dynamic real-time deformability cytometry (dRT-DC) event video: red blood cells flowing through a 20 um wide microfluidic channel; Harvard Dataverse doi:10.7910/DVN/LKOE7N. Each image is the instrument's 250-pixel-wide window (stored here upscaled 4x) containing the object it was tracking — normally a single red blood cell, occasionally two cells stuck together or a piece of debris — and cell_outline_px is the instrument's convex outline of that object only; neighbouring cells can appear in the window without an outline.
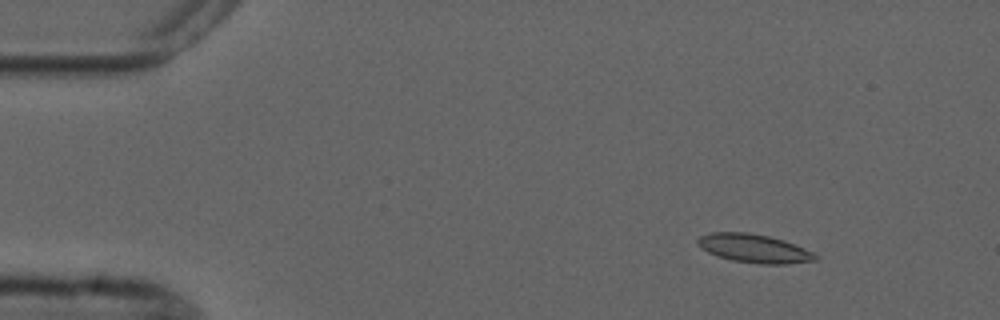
{"species": "common noctule bat (a hibernating species)", "species_latin": "Nyctalus noctula", "temperature_condition": "cold", "stored_images_in_passage": 5, "camera_frame_rate_fps": 3000, "um_per_image_px": 0.085, "animal": {"sex": "male", "forearm_length_mm": 52.5}, "frame": {"image": 1, "passage_image": 2, "time_ms": 1.0, "image_size_px": [1000, 320], "cell_outline_px": [[820, 256], [816, 260], [788, 264], [760, 264], [732, 260], [716, 256], [700, 248], [696, 244], [696, 240], [700, 236], [712, 232], [748, 232], [768, 236], [784, 240], [804, 248]], "centroid_in_image_um": [64.08, 21.12], "position_along_channel_um": 20.9, "area_um2": 19.71}}
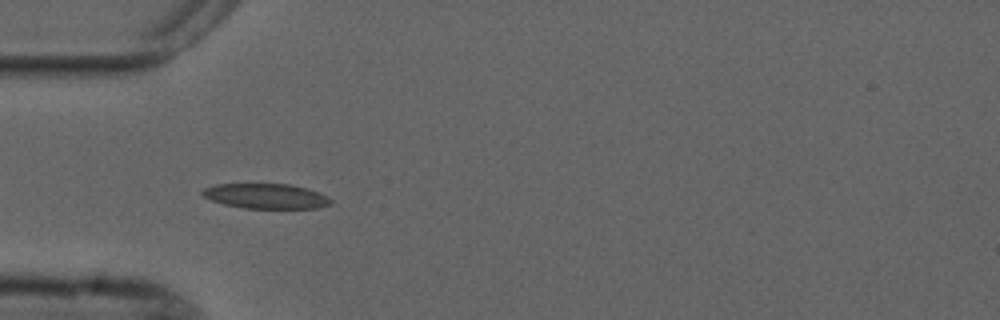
{"frame": {"image": 2, "passage_image": 5, "time_ms": 4.333, "image_size_px": [1000, 320], "cell_outline_px": [[332, 204], [316, 208], [244, 208], [224, 204], [212, 200], [204, 196], [200, 192], [204, 188], [216, 184], [292, 184], [308, 188], [328, 196], [332, 200]], "centroid_in_image_um": [22.64, 16.66], "position_along_channel_um": 62.4, "area_um2": 18.73}}